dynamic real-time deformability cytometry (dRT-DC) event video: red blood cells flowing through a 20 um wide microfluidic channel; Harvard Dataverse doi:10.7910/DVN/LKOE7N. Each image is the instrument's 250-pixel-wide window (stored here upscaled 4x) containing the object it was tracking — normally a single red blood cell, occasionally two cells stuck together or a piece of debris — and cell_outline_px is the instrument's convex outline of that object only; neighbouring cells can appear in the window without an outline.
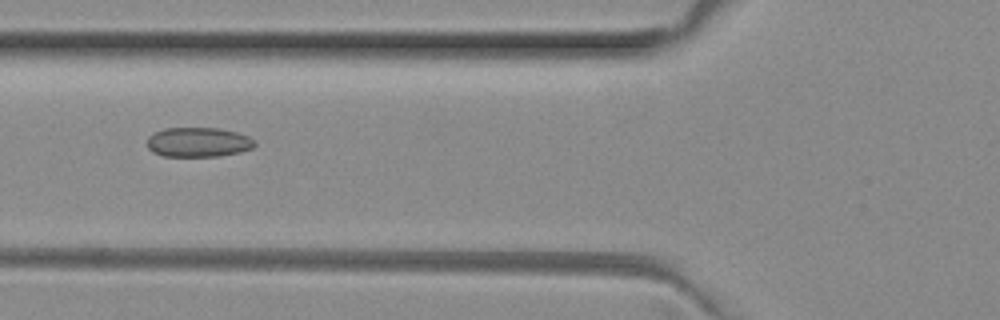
{"species": "common noctule bat (a hibernating species)", "species_latin": "Nyctalus noctula", "temperature_condition": "room temperature", "stored_images_in_passage": 6, "camera_frame_rate_fps": 3000, "um_per_image_px": 0.085, "animal": {"sex": "female", "body_mass_g": 29.2, "forearm_length_mm": 56.3}, "frame": {"image": 1, "passage_image": 6, "time_ms": 1.667, "image_size_px": [1000, 320], "cell_outline_px": [[256, 144], [252, 148], [240, 152], [220, 156], [164, 156], [152, 152], [148, 148], [148, 136], [164, 128], [220, 128], [236, 132], [248, 136], [256, 140]], "centroid_in_image_um": [16.87, 12.08], "position_along_channel_um": 108.9, "area_um2": 18.61}}